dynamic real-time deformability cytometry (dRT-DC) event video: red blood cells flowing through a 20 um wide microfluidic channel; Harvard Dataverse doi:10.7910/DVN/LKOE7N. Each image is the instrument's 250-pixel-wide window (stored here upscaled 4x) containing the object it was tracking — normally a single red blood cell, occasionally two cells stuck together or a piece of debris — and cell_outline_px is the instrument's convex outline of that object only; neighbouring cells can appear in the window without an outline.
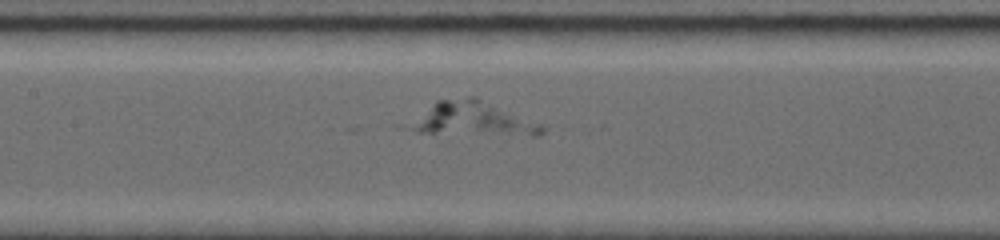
{"species": "common noctule bat (a hibernating species)", "species_latin": "Nyctalus noctula", "temperature_condition": "room temperature", "stored_images_in_passage": 23, "segment_of_instrument_passage": [3, 3], "camera_frame_rate_fps": 5000, "um_per_image_px": 0.085, "animal": {"sex": "female", "body_mass_g": 19.0, "forearm_length_mm": 56.7}, "frame": {"image": 1, "passage_image": 14, "time_ms": 4.6, "image_size_px": [1000, 240], "cell_outline_px": [[548, 128], [540, 136], [532, 136], [416, 132], [396, 128], [392, 124], [436, 100], [468, 96], [476, 96], [544, 124]], "centroid_in_image_um": [39.92, 10.11], "position_along_channel_um": 167.5, "area_um2": 28.73}}